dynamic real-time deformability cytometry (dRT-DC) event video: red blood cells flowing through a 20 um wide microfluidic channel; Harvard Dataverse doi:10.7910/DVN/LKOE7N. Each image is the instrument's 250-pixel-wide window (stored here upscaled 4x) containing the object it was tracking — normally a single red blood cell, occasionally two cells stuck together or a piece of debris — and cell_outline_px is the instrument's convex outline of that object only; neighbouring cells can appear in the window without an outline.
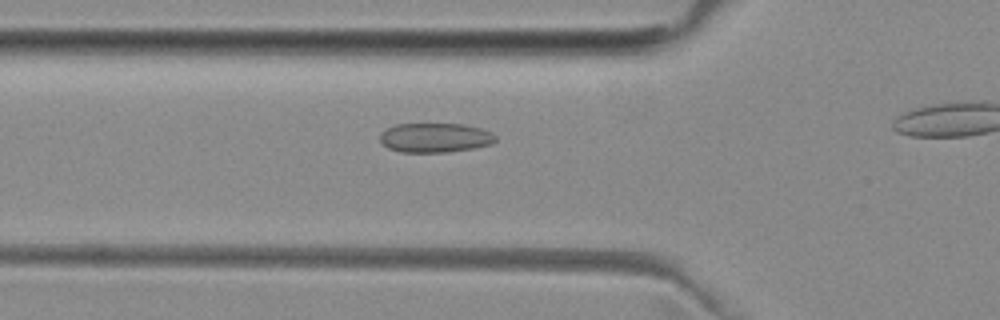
{"species": "common noctule bat (a hibernating species)", "species_latin": "Nyctalus noctula", "temperature_condition": "room temperature", "stored_images_in_passage": 15, "camera_frame_rate_fps": 3000, "um_per_image_px": 0.085, "animal": {"sex": "female", "body_mass_g": 29.2, "forearm_length_mm": 56.3}, "frame": {"image": 1, "passage_image": 4, "time_ms": 1.0, "image_size_px": [1000, 320], "cell_outline_px": [[496, 140], [492, 144], [472, 148], [444, 152], [400, 152], [388, 148], [380, 140], [380, 132], [396, 124], [464, 124], [480, 128], [492, 132], [496, 136]], "centroid_in_image_um": [36.98, 11.7], "position_along_channel_um": 88.8, "area_um2": 19.77}}
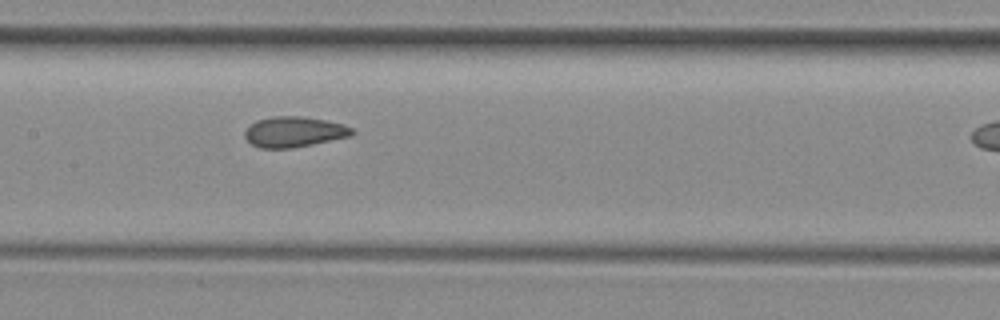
{"frame": {"image": 2, "passage_image": 11, "time_ms": 3.333, "image_size_px": [1000, 320], "cell_outline_px": [[356, 132], [352, 136], [292, 148], [260, 148], [252, 144], [244, 136], [244, 132], [256, 120], [272, 116], [300, 116], [324, 120], [344, 124], [352, 128]], "centroid_in_image_um": [25.02, 11.21], "position_along_channel_um": 182.4, "area_um2": 19.02}}
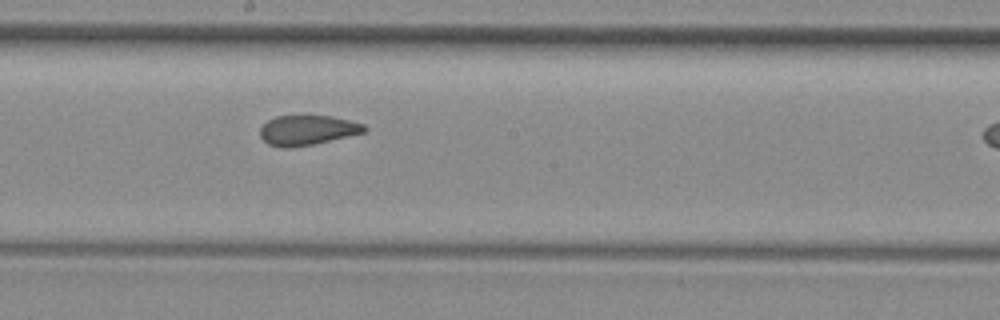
{"frame": {"image": 3, "passage_image": 14, "time_ms": 4.333, "image_size_px": [1000, 320], "cell_outline_px": [[368, 128], [364, 132], [312, 144], [288, 148], [284, 148], [268, 144], [260, 136], [260, 128], [268, 120], [276, 116], [332, 116], [364, 124]], "centroid_in_image_um": [26.1, 11.06], "position_along_channel_um": 222.1, "area_um2": 17.86}}